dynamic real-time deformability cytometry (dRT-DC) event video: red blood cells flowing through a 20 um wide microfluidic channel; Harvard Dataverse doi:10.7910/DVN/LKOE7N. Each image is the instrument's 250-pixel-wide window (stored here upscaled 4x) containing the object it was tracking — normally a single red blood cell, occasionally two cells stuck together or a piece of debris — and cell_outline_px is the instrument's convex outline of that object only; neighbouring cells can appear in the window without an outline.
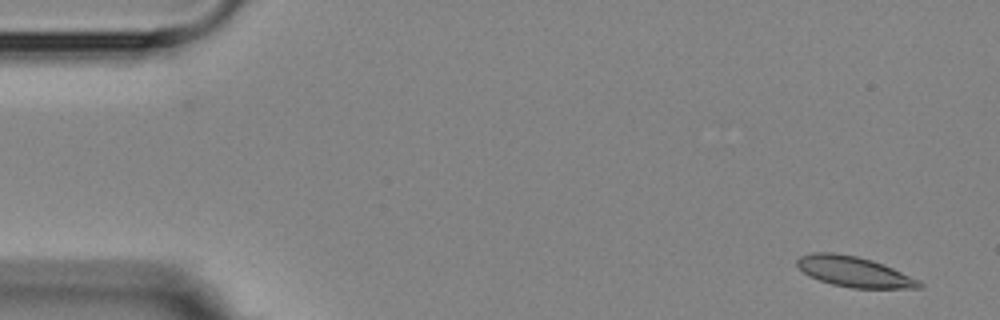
{"species": "Egyptian fruit bat (a non-hibernating species)", "species_latin": "Rousettus aegyptiacus", "temperature_condition": "room temperature", "stored_images_in_passage": 5, "camera_frame_rate_fps": 3000, "um_per_image_px": 0.085, "animal": {"sex": "female"}, "frame": {"image": 1, "passage_image": 1, "time_ms": 0.0, "image_size_px": [1000, 320], "cell_outline_px": [[924, 284], [920, 288], [852, 288], [832, 284], [808, 276], [796, 264], [796, 260], [800, 256], [812, 252], [832, 252], [856, 256], [872, 260], [884, 264], [920, 280]], "centroid_in_image_um": [72.6, 23.09], "position_along_channel_um": 12.4, "area_um2": 21.68}}
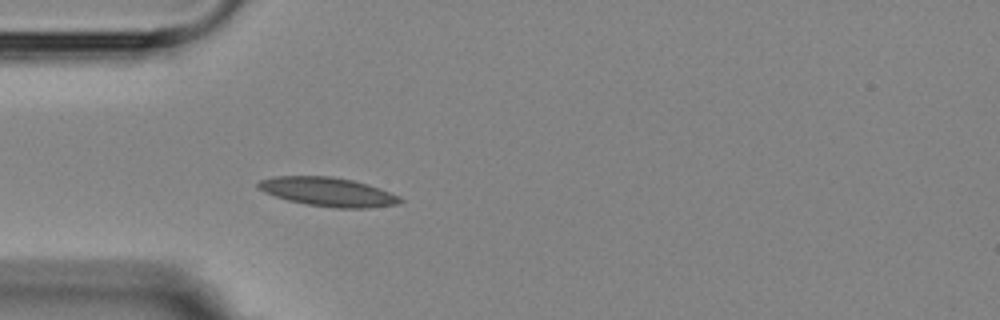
{"frame": {"image": 2, "passage_image": 5, "time_ms": 4.333, "image_size_px": [1000, 320], "cell_outline_px": [[404, 200], [396, 204], [368, 208], [336, 208], [308, 204], [288, 200], [264, 192], [256, 188], [256, 184], [260, 180], [276, 176], [332, 176], [352, 180], [368, 184], [400, 196]], "centroid_in_image_um": [27.87, 16.3], "position_along_channel_um": 57.1, "area_um2": 23.81}}